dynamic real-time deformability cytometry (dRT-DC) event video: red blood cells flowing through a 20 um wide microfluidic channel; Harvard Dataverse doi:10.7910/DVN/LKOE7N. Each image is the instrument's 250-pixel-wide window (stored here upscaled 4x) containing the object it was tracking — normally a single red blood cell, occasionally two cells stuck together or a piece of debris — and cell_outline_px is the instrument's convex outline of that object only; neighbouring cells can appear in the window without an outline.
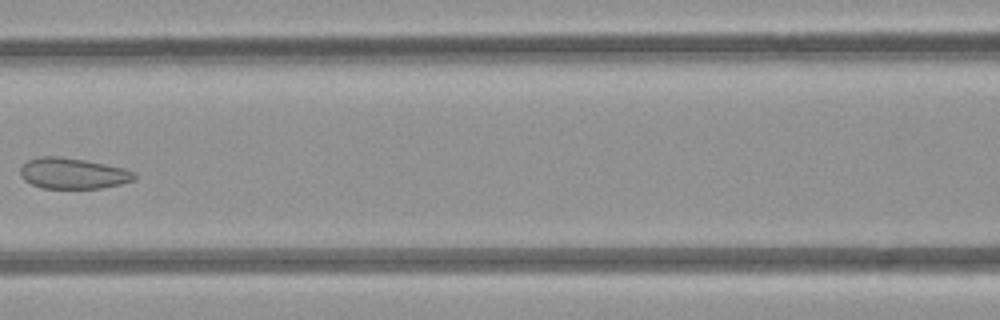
{"species": "common noctule bat (a hibernating species)", "species_latin": "Nyctalus noctula", "temperature_condition": "room temperature", "stored_images_in_passage": 6, "camera_frame_rate_fps": 3000, "um_per_image_px": 0.085, "animal": {"sex": "female", "body_mass_g": 21.9}, "frame": {"image": 1, "passage_image": 6, "time_ms": 6.667, "image_size_px": [1000, 320], "cell_outline_px": [[136, 176], [132, 180], [120, 184], [100, 188], [40, 188], [24, 180], [20, 176], [20, 168], [28, 160], [44, 156], [60, 156], [84, 160], [124, 168], [136, 172]], "centroid_in_image_um": [6.18, 14.74], "position_along_channel_um": 160.4, "area_um2": 20.4}}